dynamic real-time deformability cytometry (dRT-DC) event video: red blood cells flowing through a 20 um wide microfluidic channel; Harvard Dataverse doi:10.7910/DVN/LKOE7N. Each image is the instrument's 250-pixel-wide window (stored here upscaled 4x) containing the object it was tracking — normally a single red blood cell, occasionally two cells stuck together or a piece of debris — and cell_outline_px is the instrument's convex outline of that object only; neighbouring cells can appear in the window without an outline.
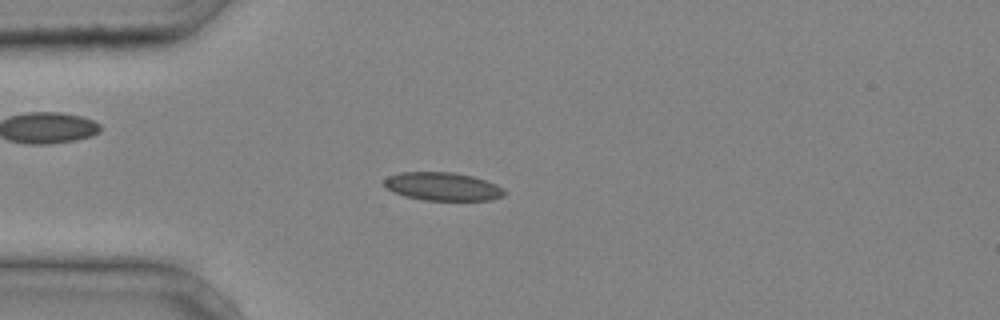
{"species": "common noctule bat (a hibernating species)", "species_latin": "Nyctalus noctula", "temperature_condition": "cold", "stored_images_in_passage": 39, "camera_frame_rate_fps": 3000, "um_per_image_px": 0.085, "animal": {"sex": "male", "body_mass_g": 20.4}, "frame": {"image": 1, "passage_image": 10, "time_ms": 3.0, "image_size_px": [1000, 320], "cell_outline_px": [[508, 192], [504, 196], [492, 200], [424, 200], [404, 196], [392, 192], [384, 184], [384, 180], [388, 176], [400, 172], [452, 172], [472, 176], [496, 184], [504, 188]], "centroid_in_image_um": [37.65, 15.86], "position_along_channel_um": 47.3, "area_um2": 19.88}}
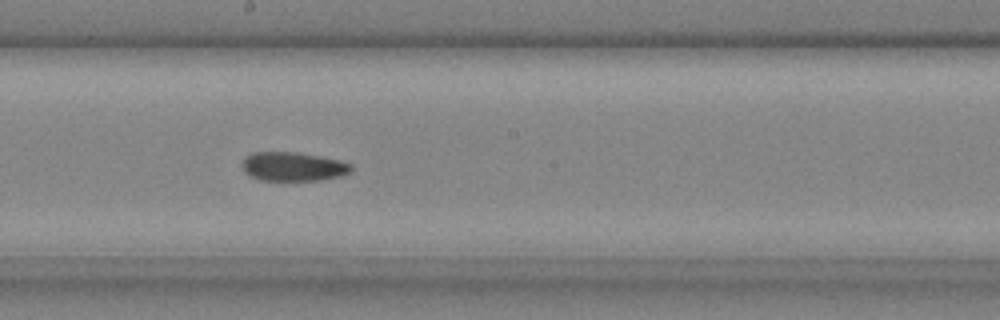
{"frame": {"image": 2, "passage_image": 22, "time_ms": 7.0, "image_size_px": [1000, 320], "cell_outline_px": [[352, 172], [340, 176], [320, 180], [260, 180], [244, 172], [240, 164], [244, 156], [252, 152], [296, 152], [320, 156], [340, 160], [352, 164]], "centroid_in_image_um": [24.89, 14.15], "position_along_channel_um": 223.3, "area_um2": 18.61}}
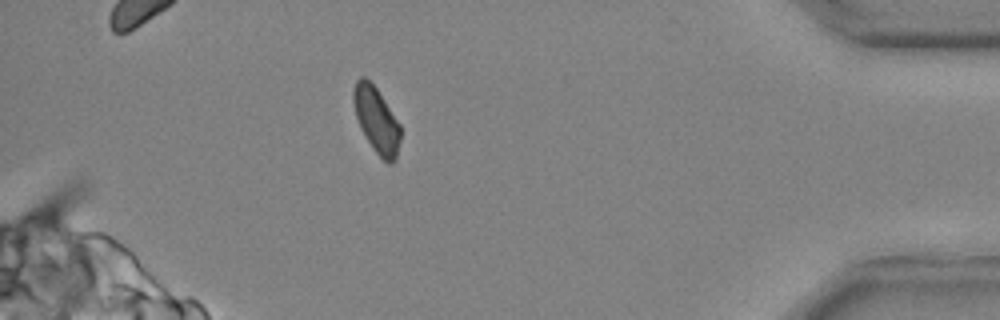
{"frame": {"image": 3, "passage_image": 36, "time_ms": 11.667, "image_size_px": [1000, 320], "cell_outline_px": [[400, 140], [396, 160], [392, 164], [388, 164], [372, 148], [360, 128], [356, 116], [352, 100], [352, 92], [356, 80], [360, 76], [364, 76], [376, 88], [400, 124]], "centroid_in_image_um": [31.99, 10.21], "position_along_channel_um": 403.2, "area_um2": 17.98}}